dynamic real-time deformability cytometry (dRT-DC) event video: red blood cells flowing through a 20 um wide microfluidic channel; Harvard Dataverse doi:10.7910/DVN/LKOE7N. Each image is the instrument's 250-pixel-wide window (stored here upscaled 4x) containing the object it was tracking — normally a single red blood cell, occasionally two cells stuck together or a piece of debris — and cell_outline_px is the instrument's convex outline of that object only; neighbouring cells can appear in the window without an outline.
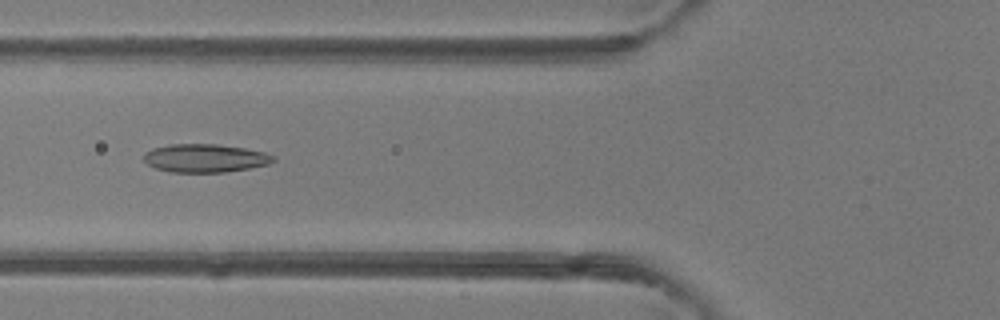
{"species": "common noctule bat (a hibernating species)", "species_latin": "Nyctalus noctula", "temperature_condition": "room temperature", "stored_images_in_passage": 49, "camera_frame_rate_fps": 3000, "um_per_image_px": 0.085, "animal": {"sex": "female"}, "frame": {"image": 1, "passage_image": 19, "time_ms": 6.0, "image_size_px": [1000, 320], "cell_outline_px": [[276, 160], [268, 164], [248, 168], [224, 172], [168, 172], [156, 168], [148, 164], [144, 160], [144, 152], [152, 148], [168, 144], [216, 144], [244, 148], [264, 152], [276, 156]], "centroid_in_image_um": [17.42, 13.44], "position_along_channel_um": 108.4, "area_um2": 21.39}}
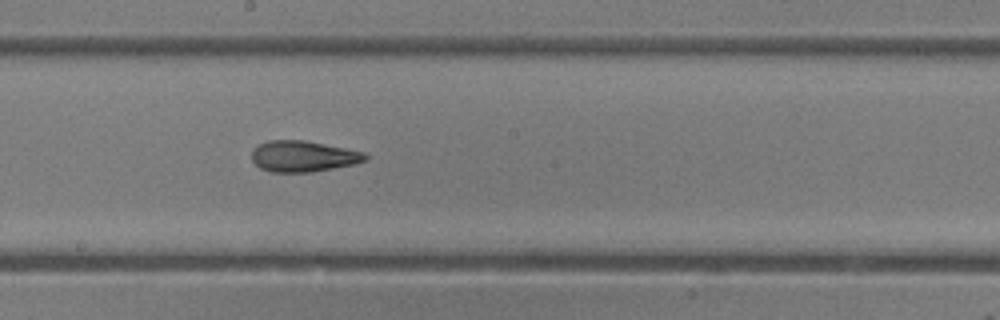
{"frame": {"image": 2, "passage_image": 27, "time_ms": 8.667, "image_size_px": [1000, 320], "cell_outline_px": [[368, 160], [356, 164], [312, 172], [272, 172], [260, 168], [252, 160], [252, 152], [260, 144], [268, 140], [304, 140], [364, 152], [368, 156]], "centroid_in_image_um": [25.8, 13.29], "position_along_channel_um": 222.4, "area_um2": 20.46}}
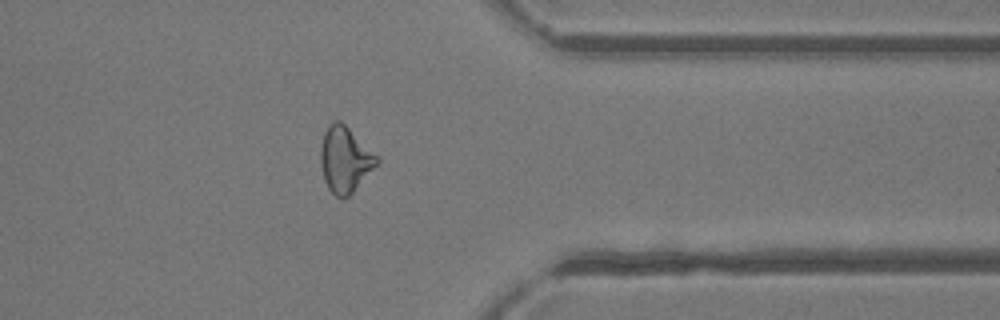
{"frame": {"image": 3, "passage_image": 39, "time_ms": 12.667, "image_size_px": [1000, 320], "cell_outline_px": [[380, 160], [352, 192], [348, 196], [336, 196], [328, 188], [324, 180], [320, 164], [320, 148], [324, 132], [328, 124], [332, 120], [340, 120], [380, 156]], "centroid_in_image_um": [29.31, 13.5], "position_along_channel_um": 382.1, "area_um2": 21.5}, "authors_computed_cell_mechanics": {"area_um2": 22.0218, "velocity_mm_per_s": 4.256, "shape_relaxation_time_tau1_ms": 5.6008, "shape_relaxation_time_tau2_ms": 2.8467, "deformation_change_tau1": 0.1512, "deformation_change_tau2": 0.1091}}